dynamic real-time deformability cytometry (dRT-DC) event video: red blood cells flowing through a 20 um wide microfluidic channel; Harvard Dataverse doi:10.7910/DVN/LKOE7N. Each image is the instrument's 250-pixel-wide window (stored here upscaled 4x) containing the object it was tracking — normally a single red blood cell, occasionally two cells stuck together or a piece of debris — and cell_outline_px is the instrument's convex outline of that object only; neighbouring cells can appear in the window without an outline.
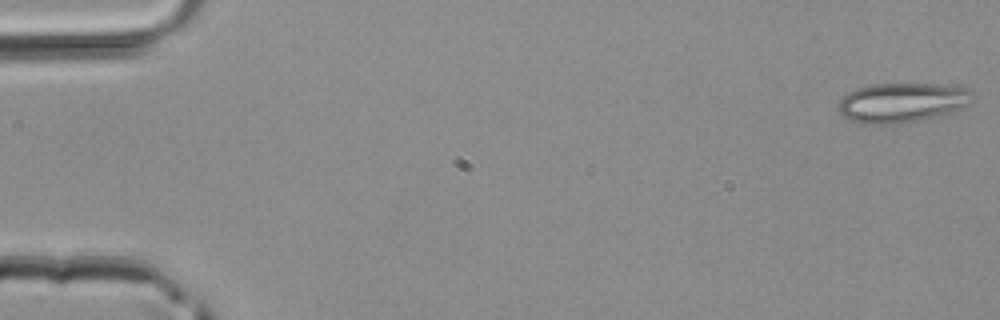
{"species": "common noctule bat (a hibernating species)", "species_latin": "Nyctalus noctula", "temperature_condition": "room temperature", "stored_images_in_passage": 45, "camera_frame_rate_fps": 3000, "um_per_image_px": 0.085, "animal": {"sex": "male", "body_mass_g": 20.4}, "frame": {"image": 1, "passage_image": 1, "time_ms": 0.0, "image_size_px": [1000, 320], "cell_outline_px": [[976, 96], [964, 108], [956, 112], [940, 116], [900, 124], [856, 124], [844, 116], [840, 112], [840, 100], [848, 92], [856, 88], [872, 84], [936, 84], [968, 88]], "centroid_in_image_um": [76.73, 8.73], "position_along_channel_um": 8.3, "area_um2": 31.44}}
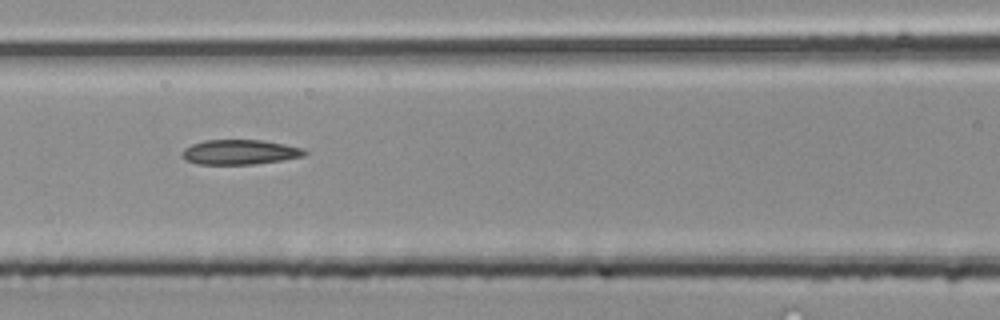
{"frame": {"image": 2, "passage_image": 20, "time_ms": 6.333, "image_size_px": [1000, 320], "cell_outline_px": [[308, 152], [304, 156], [284, 160], [252, 164], [196, 164], [188, 160], [184, 156], [184, 148], [192, 144], [204, 140], [260, 140], [284, 144], [304, 148]], "centroid_in_image_um": [20.44, 12.92], "position_along_channel_um": 146.2, "area_um2": 17.57}}
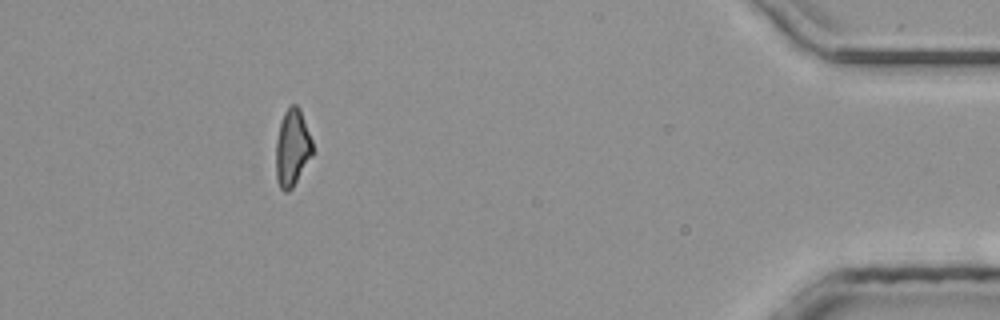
{"frame": {"image": 3, "passage_image": 41, "time_ms": 13.333, "image_size_px": [1000, 320], "cell_outline_px": [[312, 156], [292, 188], [288, 192], [284, 192], [280, 188], [276, 180], [276, 140], [280, 124], [284, 112], [292, 104], [296, 104], [300, 108], [312, 140]], "centroid_in_image_um": [24.83, 12.58], "position_along_channel_um": 410.4, "area_um2": 16.42}}